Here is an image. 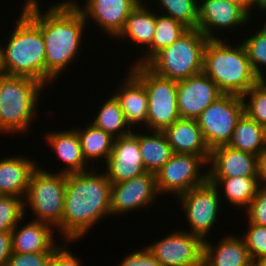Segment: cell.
<instances>
[{"instance_id": "6da1fadb", "label": "cell", "mask_w": 266, "mask_h": 266, "mask_svg": "<svg viewBox=\"0 0 266 266\" xmlns=\"http://www.w3.org/2000/svg\"><path fill=\"white\" fill-rule=\"evenodd\" d=\"M40 2L25 0L21 11L42 32L45 45V86L49 87L82 52L79 49L83 47L84 31L88 26L84 16L70 0L53 2L45 12L41 11Z\"/></svg>"}, {"instance_id": "7a4b0ae2", "label": "cell", "mask_w": 266, "mask_h": 266, "mask_svg": "<svg viewBox=\"0 0 266 266\" xmlns=\"http://www.w3.org/2000/svg\"><path fill=\"white\" fill-rule=\"evenodd\" d=\"M111 182L97 167L66 175L62 222L55 228L62 240H80L111 215Z\"/></svg>"}, {"instance_id": "3957f363", "label": "cell", "mask_w": 266, "mask_h": 266, "mask_svg": "<svg viewBox=\"0 0 266 266\" xmlns=\"http://www.w3.org/2000/svg\"><path fill=\"white\" fill-rule=\"evenodd\" d=\"M233 44L227 38L208 40L203 72L223 94L243 96L260 78L253 71L242 42Z\"/></svg>"}, {"instance_id": "277c9868", "label": "cell", "mask_w": 266, "mask_h": 266, "mask_svg": "<svg viewBox=\"0 0 266 266\" xmlns=\"http://www.w3.org/2000/svg\"><path fill=\"white\" fill-rule=\"evenodd\" d=\"M43 90L47 87L34 78L0 74V135L32 131Z\"/></svg>"}, {"instance_id": "5b68a950", "label": "cell", "mask_w": 266, "mask_h": 266, "mask_svg": "<svg viewBox=\"0 0 266 266\" xmlns=\"http://www.w3.org/2000/svg\"><path fill=\"white\" fill-rule=\"evenodd\" d=\"M4 42L2 73L27 76L45 85V45L40 28L21 12Z\"/></svg>"}, {"instance_id": "8992f818", "label": "cell", "mask_w": 266, "mask_h": 266, "mask_svg": "<svg viewBox=\"0 0 266 266\" xmlns=\"http://www.w3.org/2000/svg\"><path fill=\"white\" fill-rule=\"evenodd\" d=\"M208 40L199 29H189L158 52L146 66L155 74L176 81L197 75L203 72Z\"/></svg>"}, {"instance_id": "52a82bcc", "label": "cell", "mask_w": 266, "mask_h": 266, "mask_svg": "<svg viewBox=\"0 0 266 266\" xmlns=\"http://www.w3.org/2000/svg\"><path fill=\"white\" fill-rule=\"evenodd\" d=\"M66 174L52 172L38 166L30 177L24 197V210L29 209L36 221L51 224L56 228L64 214Z\"/></svg>"}, {"instance_id": "ba28073f", "label": "cell", "mask_w": 266, "mask_h": 266, "mask_svg": "<svg viewBox=\"0 0 266 266\" xmlns=\"http://www.w3.org/2000/svg\"><path fill=\"white\" fill-rule=\"evenodd\" d=\"M129 67L147 91L148 116L145 131H164L180 118L177 81L155 74L146 65H129Z\"/></svg>"}, {"instance_id": "9c48e42d", "label": "cell", "mask_w": 266, "mask_h": 266, "mask_svg": "<svg viewBox=\"0 0 266 266\" xmlns=\"http://www.w3.org/2000/svg\"><path fill=\"white\" fill-rule=\"evenodd\" d=\"M209 157L174 153L155 173L159 194L161 196L164 194L167 196L172 195L173 198H177L193 187L206 183L208 181V170L205 168L208 166Z\"/></svg>"}, {"instance_id": "30bf717a", "label": "cell", "mask_w": 266, "mask_h": 266, "mask_svg": "<svg viewBox=\"0 0 266 266\" xmlns=\"http://www.w3.org/2000/svg\"><path fill=\"white\" fill-rule=\"evenodd\" d=\"M177 201L180 204V210L184 211L187 226L190 225L187 228L189 230H183L200 237L203 241L207 240L209 233L214 230L212 228L215 227L217 219H220V211L223 210L217 187L207 181L179 195Z\"/></svg>"}, {"instance_id": "8fae6325", "label": "cell", "mask_w": 266, "mask_h": 266, "mask_svg": "<svg viewBox=\"0 0 266 266\" xmlns=\"http://www.w3.org/2000/svg\"><path fill=\"white\" fill-rule=\"evenodd\" d=\"M244 113L242 96L222 94L196 118L210 150L228 145L237 121Z\"/></svg>"}, {"instance_id": "7c38bea8", "label": "cell", "mask_w": 266, "mask_h": 266, "mask_svg": "<svg viewBox=\"0 0 266 266\" xmlns=\"http://www.w3.org/2000/svg\"><path fill=\"white\" fill-rule=\"evenodd\" d=\"M203 244L200 237L180 228L145 248L161 266H203Z\"/></svg>"}, {"instance_id": "4fadbf2b", "label": "cell", "mask_w": 266, "mask_h": 266, "mask_svg": "<svg viewBox=\"0 0 266 266\" xmlns=\"http://www.w3.org/2000/svg\"><path fill=\"white\" fill-rule=\"evenodd\" d=\"M160 196L155 173L144 172L132 179L111 184V216L125 215L146 208Z\"/></svg>"}, {"instance_id": "5bb4252c", "label": "cell", "mask_w": 266, "mask_h": 266, "mask_svg": "<svg viewBox=\"0 0 266 266\" xmlns=\"http://www.w3.org/2000/svg\"><path fill=\"white\" fill-rule=\"evenodd\" d=\"M251 17L241 6L228 0H198L197 29L209 40L222 39L218 36L221 30L235 32L238 26L241 28L250 22Z\"/></svg>"}, {"instance_id": "9a60e30c", "label": "cell", "mask_w": 266, "mask_h": 266, "mask_svg": "<svg viewBox=\"0 0 266 266\" xmlns=\"http://www.w3.org/2000/svg\"><path fill=\"white\" fill-rule=\"evenodd\" d=\"M223 93L204 72L177 81V104L180 118L196 119Z\"/></svg>"}, {"instance_id": "2e32d148", "label": "cell", "mask_w": 266, "mask_h": 266, "mask_svg": "<svg viewBox=\"0 0 266 266\" xmlns=\"http://www.w3.org/2000/svg\"><path fill=\"white\" fill-rule=\"evenodd\" d=\"M70 1L84 16L87 25L94 21V24L96 23L101 31L104 30L103 33L111 39L120 34L129 14L137 6L133 0H85L83 6H79L76 0Z\"/></svg>"}, {"instance_id": "e0dca14e", "label": "cell", "mask_w": 266, "mask_h": 266, "mask_svg": "<svg viewBox=\"0 0 266 266\" xmlns=\"http://www.w3.org/2000/svg\"><path fill=\"white\" fill-rule=\"evenodd\" d=\"M102 167L111 183L132 179L146 172L138 139L132 133L115 138L111 155Z\"/></svg>"}, {"instance_id": "ac0fdd59", "label": "cell", "mask_w": 266, "mask_h": 266, "mask_svg": "<svg viewBox=\"0 0 266 266\" xmlns=\"http://www.w3.org/2000/svg\"><path fill=\"white\" fill-rule=\"evenodd\" d=\"M146 5H137L129 14L125 26L115 39L131 40L137 46L144 49L140 57L134 58L133 65H146L152 59V40L156 27V11ZM146 50V51H145Z\"/></svg>"}, {"instance_id": "d6986e66", "label": "cell", "mask_w": 266, "mask_h": 266, "mask_svg": "<svg viewBox=\"0 0 266 266\" xmlns=\"http://www.w3.org/2000/svg\"><path fill=\"white\" fill-rule=\"evenodd\" d=\"M206 169L208 177L257 176V156L218 146L211 150Z\"/></svg>"}, {"instance_id": "ffe728a7", "label": "cell", "mask_w": 266, "mask_h": 266, "mask_svg": "<svg viewBox=\"0 0 266 266\" xmlns=\"http://www.w3.org/2000/svg\"><path fill=\"white\" fill-rule=\"evenodd\" d=\"M21 222L23 219L11 231L12 252H54L60 244V241L55 240L56 229L51 224L36 220H29L24 224Z\"/></svg>"}, {"instance_id": "44dd1931", "label": "cell", "mask_w": 266, "mask_h": 266, "mask_svg": "<svg viewBox=\"0 0 266 266\" xmlns=\"http://www.w3.org/2000/svg\"><path fill=\"white\" fill-rule=\"evenodd\" d=\"M46 144L52 149L64 168L55 171L61 174H74L86 172L93 167L83 157L77 131L73 128L44 133ZM91 166V167H89Z\"/></svg>"}, {"instance_id": "7402d4cb", "label": "cell", "mask_w": 266, "mask_h": 266, "mask_svg": "<svg viewBox=\"0 0 266 266\" xmlns=\"http://www.w3.org/2000/svg\"><path fill=\"white\" fill-rule=\"evenodd\" d=\"M126 73L128 76L122 79L117 91L112 94L119 101L129 126L133 129L137 125L141 130V127L146 126L148 116L147 91L144 84L131 71Z\"/></svg>"}, {"instance_id": "603a6c76", "label": "cell", "mask_w": 266, "mask_h": 266, "mask_svg": "<svg viewBox=\"0 0 266 266\" xmlns=\"http://www.w3.org/2000/svg\"><path fill=\"white\" fill-rule=\"evenodd\" d=\"M253 265L246 243L240 234L223 236L219 242H211L210 239L204 241L203 266Z\"/></svg>"}, {"instance_id": "cb8c5ba5", "label": "cell", "mask_w": 266, "mask_h": 266, "mask_svg": "<svg viewBox=\"0 0 266 266\" xmlns=\"http://www.w3.org/2000/svg\"><path fill=\"white\" fill-rule=\"evenodd\" d=\"M20 154L0 158V195L24 198L39 162Z\"/></svg>"}, {"instance_id": "d4e9b609", "label": "cell", "mask_w": 266, "mask_h": 266, "mask_svg": "<svg viewBox=\"0 0 266 266\" xmlns=\"http://www.w3.org/2000/svg\"><path fill=\"white\" fill-rule=\"evenodd\" d=\"M163 132L173 153L210 156L211 150L206 144L196 119L179 118Z\"/></svg>"}, {"instance_id": "484cf974", "label": "cell", "mask_w": 266, "mask_h": 266, "mask_svg": "<svg viewBox=\"0 0 266 266\" xmlns=\"http://www.w3.org/2000/svg\"><path fill=\"white\" fill-rule=\"evenodd\" d=\"M208 181L217 187L222 204L225 201L229 206L244 210L260 187L257 176L208 177Z\"/></svg>"}, {"instance_id": "4316f807", "label": "cell", "mask_w": 266, "mask_h": 266, "mask_svg": "<svg viewBox=\"0 0 266 266\" xmlns=\"http://www.w3.org/2000/svg\"><path fill=\"white\" fill-rule=\"evenodd\" d=\"M133 130L146 172L156 173L174 154L163 131ZM140 131V132H139Z\"/></svg>"}, {"instance_id": "83f0119b", "label": "cell", "mask_w": 266, "mask_h": 266, "mask_svg": "<svg viewBox=\"0 0 266 266\" xmlns=\"http://www.w3.org/2000/svg\"><path fill=\"white\" fill-rule=\"evenodd\" d=\"M91 120L92 119L88 121L89 123L86 124V127H80L79 129L77 126V128L74 129L77 131L84 159L89 165L95 168V166H97L95 160L98 162L100 160V163L103 165L107 162L113 150L115 138L104 130L95 127L90 123Z\"/></svg>"}, {"instance_id": "f1b7e54d", "label": "cell", "mask_w": 266, "mask_h": 266, "mask_svg": "<svg viewBox=\"0 0 266 266\" xmlns=\"http://www.w3.org/2000/svg\"><path fill=\"white\" fill-rule=\"evenodd\" d=\"M228 146L259 156L266 149L264 126L259 125L244 112L237 121Z\"/></svg>"}, {"instance_id": "f546056e", "label": "cell", "mask_w": 266, "mask_h": 266, "mask_svg": "<svg viewBox=\"0 0 266 266\" xmlns=\"http://www.w3.org/2000/svg\"><path fill=\"white\" fill-rule=\"evenodd\" d=\"M108 98V99H107ZM102 101L100 110L92 120V124L110 134L113 138H120L133 133L132 128L129 126L125 119V115L121 110L119 101L114 95Z\"/></svg>"}, {"instance_id": "4dcf8cb0", "label": "cell", "mask_w": 266, "mask_h": 266, "mask_svg": "<svg viewBox=\"0 0 266 266\" xmlns=\"http://www.w3.org/2000/svg\"><path fill=\"white\" fill-rule=\"evenodd\" d=\"M157 1V2H155ZM160 14L183 23L189 29L198 26V0H155Z\"/></svg>"}, {"instance_id": "1f68e13d", "label": "cell", "mask_w": 266, "mask_h": 266, "mask_svg": "<svg viewBox=\"0 0 266 266\" xmlns=\"http://www.w3.org/2000/svg\"><path fill=\"white\" fill-rule=\"evenodd\" d=\"M189 30L183 23L156 13V27L152 40V58L164 48L173 44Z\"/></svg>"}, {"instance_id": "d6a6232c", "label": "cell", "mask_w": 266, "mask_h": 266, "mask_svg": "<svg viewBox=\"0 0 266 266\" xmlns=\"http://www.w3.org/2000/svg\"><path fill=\"white\" fill-rule=\"evenodd\" d=\"M266 23V22H265ZM251 67L260 79H266V24L243 39Z\"/></svg>"}, {"instance_id": "836d02e7", "label": "cell", "mask_w": 266, "mask_h": 266, "mask_svg": "<svg viewBox=\"0 0 266 266\" xmlns=\"http://www.w3.org/2000/svg\"><path fill=\"white\" fill-rule=\"evenodd\" d=\"M244 112L259 125H266V79H260L243 96Z\"/></svg>"}, {"instance_id": "e575fe53", "label": "cell", "mask_w": 266, "mask_h": 266, "mask_svg": "<svg viewBox=\"0 0 266 266\" xmlns=\"http://www.w3.org/2000/svg\"><path fill=\"white\" fill-rule=\"evenodd\" d=\"M24 216V198L0 195V233L11 232Z\"/></svg>"}, {"instance_id": "d590c367", "label": "cell", "mask_w": 266, "mask_h": 266, "mask_svg": "<svg viewBox=\"0 0 266 266\" xmlns=\"http://www.w3.org/2000/svg\"><path fill=\"white\" fill-rule=\"evenodd\" d=\"M247 231L241 234L254 262L266 257V226L247 222Z\"/></svg>"}, {"instance_id": "8d00e7d4", "label": "cell", "mask_w": 266, "mask_h": 266, "mask_svg": "<svg viewBox=\"0 0 266 266\" xmlns=\"http://www.w3.org/2000/svg\"><path fill=\"white\" fill-rule=\"evenodd\" d=\"M246 210V221L266 226V187H259ZM248 218V219H247Z\"/></svg>"}, {"instance_id": "74e56055", "label": "cell", "mask_w": 266, "mask_h": 266, "mask_svg": "<svg viewBox=\"0 0 266 266\" xmlns=\"http://www.w3.org/2000/svg\"><path fill=\"white\" fill-rule=\"evenodd\" d=\"M53 252L14 253L6 266H49Z\"/></svg>"}, {"instance_id": "f35d334b", "label": "cell", "mask_w": 266, "mask_h": 266, "mask_svg": "<svg viewBox=\"0 0 266 266\" xmlns=\"http://www.w3.org/2000/svg\"><path fill=\"white\" fill-rule=\"evenodd\" d=\"M64 244H59L52 255L49 266H81L83 265L78 256L70 251V243L74 241L64 240ZM66 244V245H65Z\"/></svg>"}, {"instance_id": "ab89813d", "label": "cell", "mask_w": 266, "mask_h": 266, "mask_svg": "<svg viewBox=\"0 0 266 266\" xmlns=\"http://www.w3.org/2000/svg\"><path fill=\"white\" fill-rule=\"evenodd\" d=\"M123 258L117 266H161L144 246Z\"/></svg>"}, {"instance_id": "60d3db41", "label": "cell", "mask_w": 266, "mask_h": 266, "mask_svg": "<svg viewBox=\"0 0 266 266\" xmlns=\"http://www.w3.org/2000/svg\"><path fill=\"white\" fill-rule=\"evenodd\" d=\"M12 254L11 232L0 233V266H6Z\"/></svg>"}, {"instance_id": "b9f144b4", "label": "cell", "mask_w": 266, "mask_h": 266, "mask_svg": "<svg viewBox=\"0 0 266 266\" xmlns=\"http://www.w3.org/2000/svg\"><path fill=\"white\" fill-rule=\"evenodd\" d=\"M257 178L261 187H266V149L257 156Z\"/></svg>"}, {"instance_id": "7bdbcfd3", "label": "cell", "mask_w": 266, "mask_h": 266, "mask_svg": "<svg viewBox=\"0 0 266 266\" xmlns=\"http://www.w3.org/2000/svg\"><path fill=\"white\" fill-rule=\"evenodd\" d=\"M228 1L233 2V3L241 6L250 16H251V13H252V16H253V13L256 10L253 7V0H228ZM252 9H254V12H253Z\"/></svg>"}, {"instance_id": "ee69618b", "label": "cell", "mask_w": 266, "mask_h": 266, "mask_svg": "<svg viewBox=\"0 0 266 266\" xmlns=\"http://www.w3.org/2000/svg\"><path fill=\"white\" fill-rule=\"evenodd\" d=\"M253 7L261 11L263 15L264 12L266 13V0H253Z\"/></svg>"}, {"instance_id": "f6af8a7d", "label": "cell", "mask_w": 266, "mask_h": 266, "mask_svg": "<svg viewBox=\"0 0 266 266\" xmlns=\"http://www.w3.org/2000/svg\"><path fill=\"white\" fill-rule=\"evenodd\" d=\"M2 44L4 43H0V74L2 73V59H3V47H4V45Z\"/></svg>"}, {"instance_id": "bcb514c9", "label": "cell", "mask_w": 266, "mask_h": 266, "mask_svg": "<svg viewBox=\"0 0 266 266\" xmlns=\"http://www.w3.org/2000/svg\"><path fill=\"white\" fill-rule=\"evenodd\" d=\"M254 266H266V257L254 262Z\"/></svg>"}, {"instance_id": "7dc6e473", "label": "cell", "mask_w": 266, "mask_h": 266, "mask_svg": "<svg viewBox=\"0 0 266 266\" xmlns=\"http://www.w3.org/2000/svg\"><path fill=\"white\" fill-rule=\"evenodd\" d=\"M137 5H146L144 0H133Z\"/></svg>"}, {"instance_id": "c3c4849f", "label": "cell", "mask_w": 266, "mask_h": 266, "mask_svg": "<svg viewBox=\"0 0 266 266\" xmlns=\"http://www.w3.org/2000/svg\"><path fill=\"white\" fill-rule=\"evenodd\" d=\"M264 140H265V145H266V125L264 126Z\"/></svg>"}]
</instances>
